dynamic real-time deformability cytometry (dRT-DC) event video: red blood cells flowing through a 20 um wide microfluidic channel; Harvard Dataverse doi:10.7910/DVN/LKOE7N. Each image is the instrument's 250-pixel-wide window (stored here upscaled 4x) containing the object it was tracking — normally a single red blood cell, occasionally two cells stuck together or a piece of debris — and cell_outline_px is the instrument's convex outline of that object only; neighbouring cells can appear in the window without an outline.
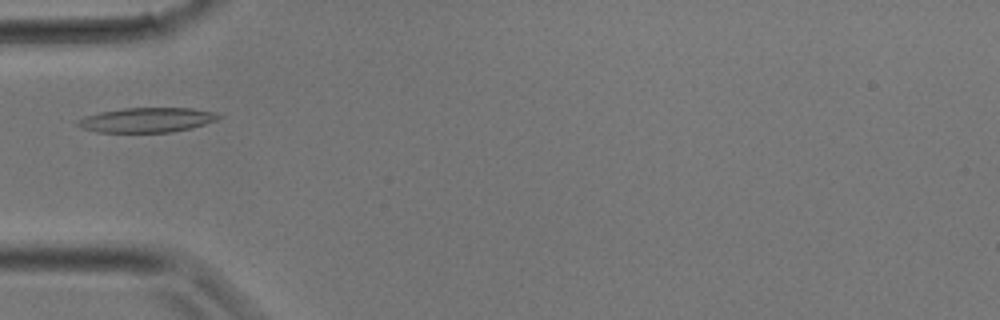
{"species": "common noctule bat (a hibernating species)", "species_latin": "Nyctalus noctula", "temperature_condition": "room temperature", "stored_images_in_passage": 12, "camera_frame_rate_fps": 3000, "um_per_image_px": 0.085, "animal": {"sex": "male", "body_mass_g": 17.9}, "frame": {"image": 1, "passage_image": 3, "time_ms": 0.667, "image_size_px": [1000, 320], "cell_outline_px": [[224, 116], [220, 120], [192, 128], [172, 132], [96, 132], [80, 128], [76, 124], [76, 120], [84, 116], [100, 112], [124, 108], [192, 108], [216, 112]], "centroid_in_image_um": [12.52, 10.2], "position_along_channel_um": 72.5, "area_um2": 20.63}}
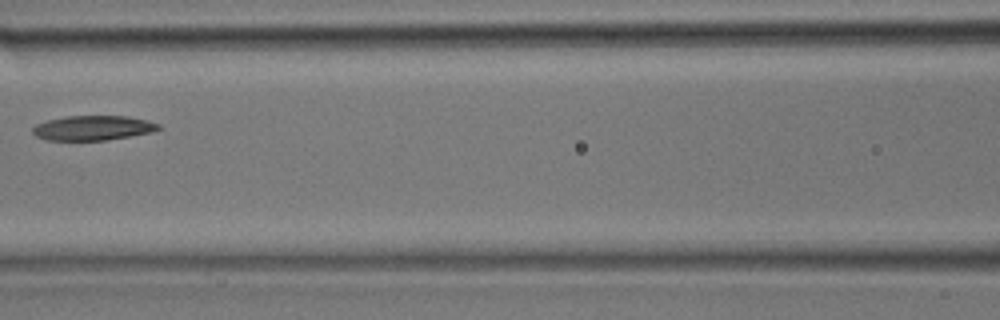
{"frame": {"image": 2, "passage_image": 7, "time_ms": 2.0, "image_size_px": [1000, 320], "cell_outline_px": [[160, 128], [152, 132], [108, 140], [44, 140], [36, 136], [32, 132], [32, 128], [36, 124], [48, 120], [64, 116], [128, 116], [148, 120], [160, 124]], "centroid_in_image_um": [7.89, 10.87], "position_along_channel_um": 158.7, "area_um2": 18.21}}
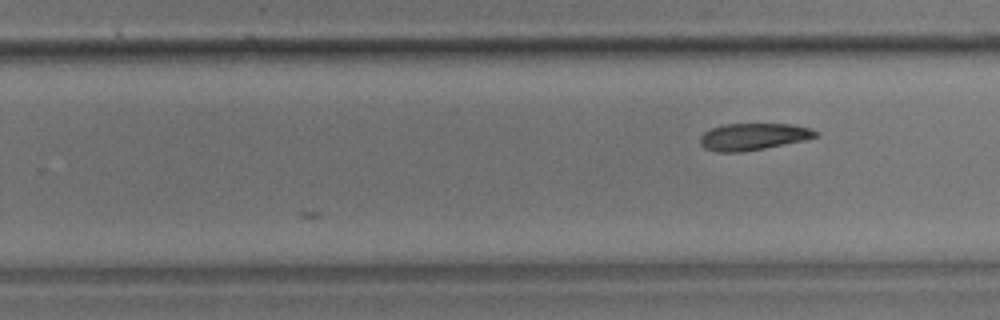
{"frame": {"image": 3, "passage_image": 12, "time_ms": 3.667, "image_size_px": [1000, 320], "cell_outline_px": [[820, 136], [804, 140], [744, 152], [716, 152], [704, 148], [700, 144], [700, 136], [704, 132], [712, 128], [724, 124], [792, 124], [808, 128], [816, 132]], "centroid_in_image_um": [63.99, 11.62], "position_along_channel_um": 265.8, "area_um2": 18.03}}